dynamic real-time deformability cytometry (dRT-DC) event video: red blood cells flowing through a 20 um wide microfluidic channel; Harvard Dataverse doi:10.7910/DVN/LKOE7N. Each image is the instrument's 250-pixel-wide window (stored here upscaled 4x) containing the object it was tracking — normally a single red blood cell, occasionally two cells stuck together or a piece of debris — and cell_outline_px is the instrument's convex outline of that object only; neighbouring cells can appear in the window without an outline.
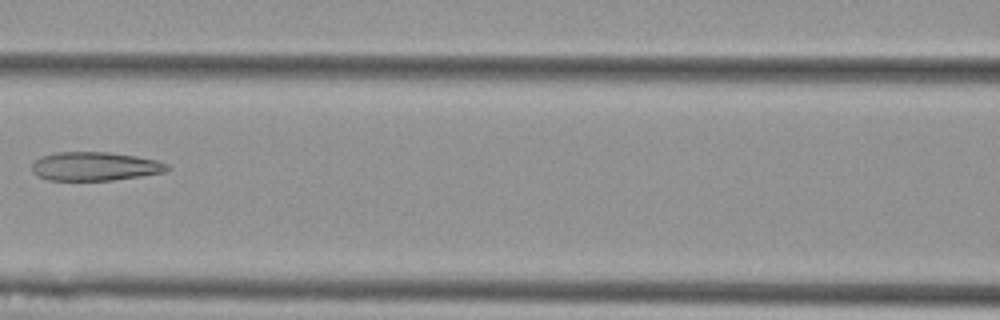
{"species": "Egyptian fruit bat (a non-hibernating species)", "species_latin": "Rousettus aegyptiacus", "temperature_condition": "cold", "stored_images_in_passage": 5, "camera_frame_rate_fps": 3000, "um_per_image_px": 0.085, "animal": {"sex": "female"}, "frame": {"image": 1, "passage_image": 4, "time_ms": 1.0, "image_size_px": [1000, 320], "cell_outline_px": [[172, 168], [164, 172], [140, 176], [112, 180], [48, 180], [36, 176], [32, 172], [32, 164], [40, 156], [56, 152], [108, 152], [136, 156], [156, 160], [168, 164]], "centroid_in_image_um": [8.05, 14.14], "position_along_channel_um": 158.6, "area_um2": 22.72}}
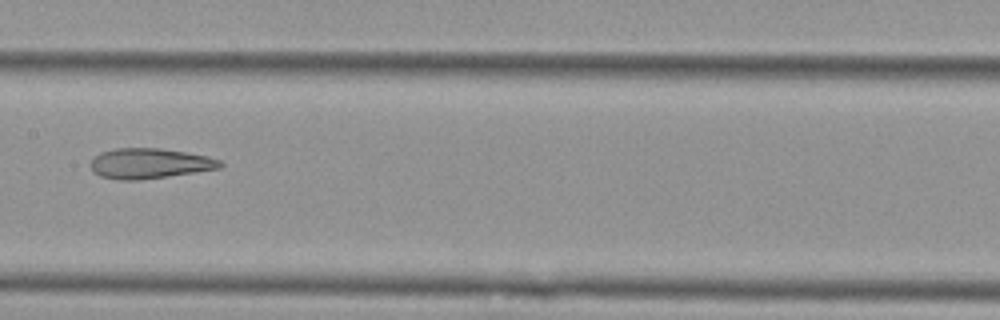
{"frame": {"image": 2, "passage_image": 5, "time_ms": 1.333, "image_size_px": [1000, 320], "cell_outline_px": [[224, 164], [220, 168], [136, 180], [120, 180], [100, 176], [92, 172], [88, 164], [92, 156], [100, 152], [116, 148], [160, 148], [208, 156], [220, 160]], "centroid_in_image_um": [12.62, 13.88], "position_along_channel_um": 194.8, "area_um2": 22.83}}